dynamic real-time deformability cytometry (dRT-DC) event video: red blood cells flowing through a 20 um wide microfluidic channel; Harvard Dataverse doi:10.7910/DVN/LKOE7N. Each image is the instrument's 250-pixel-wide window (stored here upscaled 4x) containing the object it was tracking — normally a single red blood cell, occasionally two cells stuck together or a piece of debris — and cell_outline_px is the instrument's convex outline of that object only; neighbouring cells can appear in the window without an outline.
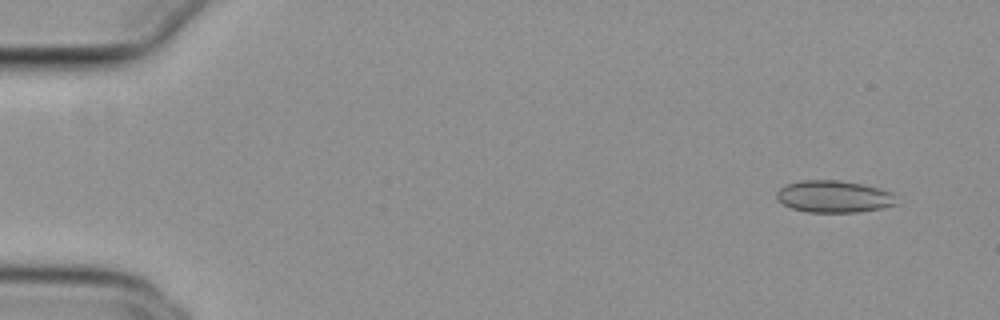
{"species": "common noctule bat (a hibernating species)", "species_latin": "Nyctalus noctula", "temperature_condition": "cold", "stored_images_in_passage": 51, "camera_frame_rate_fps": 3000, "um_per_image_px": 0.085, "animal": {"sex": "female", "body_mass_g": 29.2, "forearm_length_mm": 56.3}, "frame": {"image": 1, "passage_image": 1, "time_ms": 0.0, "image_size_px": [1000, 320], "cell_outline_px": [[900, 204], [884, 208], [860, 212], [808, 212], [792, 208], [784, 204], [776, 196], [776, 192], [780, 188], [788, 184], [800, 180], [840, 180], [864, 184], [880, 188], [892, 192]], "centroid_in_image_um": [70.96, 16.7], "position_along_channel_um": 14.0, "area_um2": 22.6}}
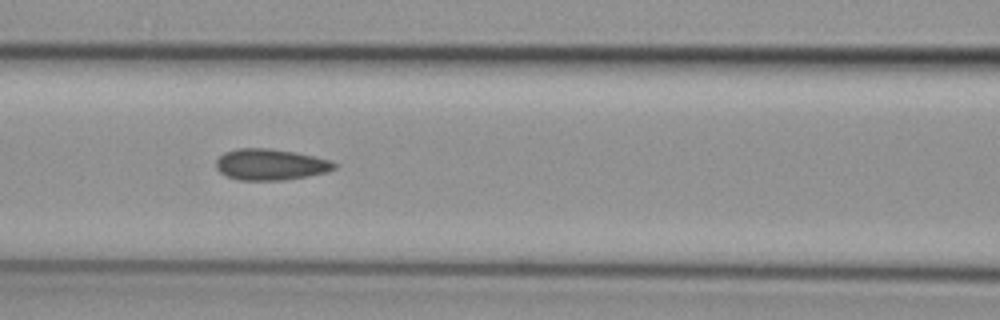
{"frame": {"image": 2, "passage_image": 21, "time_ms": 6.667, "image_size_px": [1000, 320], "cell_outline_px": [[340, 164], [336, 168], [328, 172], [308, 176], [284, 180], [236, 180], [220, 172], [216, 168], [216, 160], [224, 152], [236, 148], [268, 148], [296, 152], [332, 160]], "centroid_in_image_um": [23.03, 13.98], "position_along_channel_um": 143.6, "area_um2": 21.79}}
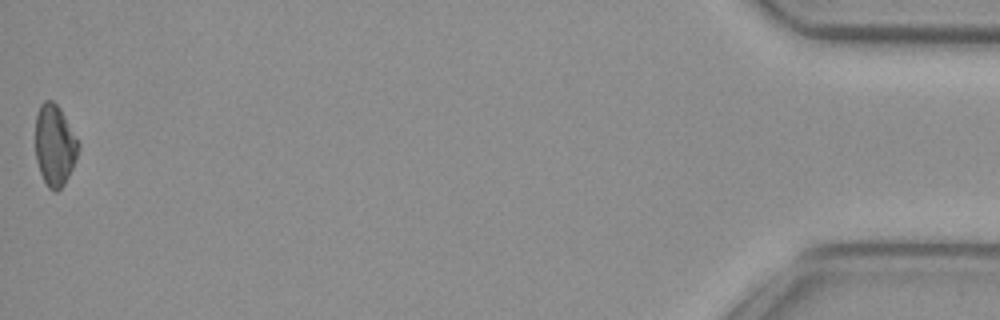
{"frame": {"image": 3, "passage_image": 51, "time_ms": 16.667, "image_size_px": [1000, 320], "cell_outline_px": [[80, 148], [76, 160], [64, 184], [56, 192], [52, 192], [48, 188], [40, 172], [36, 160], [36, 116], [40, 104], [44, 100], [52, 100], [60, 108], [80, 144]], "centroid_in_image_um": [4.65, 12.35], "position_along_channel_um": 430.5, "area_um2": 20.35}, "authors_computed_cell_mechanics": {"area_um2": 21.097, "velocity_mm_per_s": 3.8434, "shape_relaxation_time_tau1_ms": 11.2154, "shape_relaxation_time_tau2_ms": 2.7861, "deformation_change_tau1": 0.1445, "deformation_change_tau2": 0.0753}}